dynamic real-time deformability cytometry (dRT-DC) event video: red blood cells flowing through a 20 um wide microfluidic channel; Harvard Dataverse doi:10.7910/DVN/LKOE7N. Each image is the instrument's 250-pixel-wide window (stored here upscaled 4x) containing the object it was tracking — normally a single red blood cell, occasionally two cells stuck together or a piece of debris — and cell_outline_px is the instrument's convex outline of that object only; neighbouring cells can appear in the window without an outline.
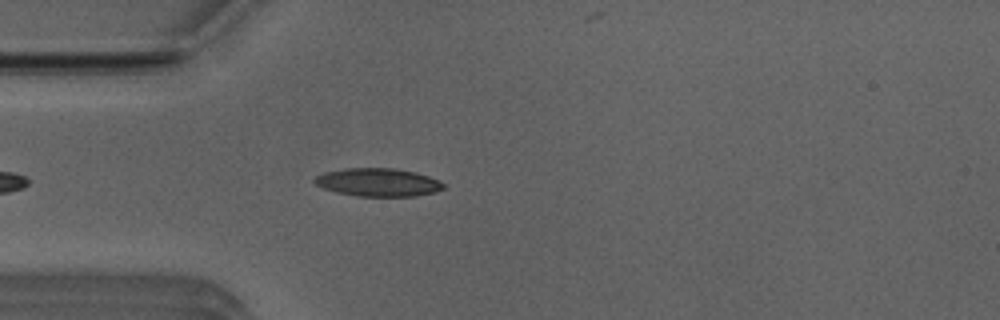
{"species": "Egyptian fruit bat (a non-hibernating species)", "species_latin": "Rousettus aegyptiacus", "temperature_condition": "room temperature", "stored_images_in_passage": 44, "camera_frame_rate_fps": 3000, "um_per_image_px": 0.085, "animal": {"sex": "male"}, "frame": {"image": 1, "passage_image": 6, "time_ms": 1.667, "image_size_px": [1000, 320], "cell_outline_px": [[444, 188], [436, 192], [416, 196], [356, 196], [336, 192], [324, 188], [316, 184], [312, 180], [316, 176], [324, 172], [344, 168], [396, 168], [416, 172], [440, 180], [444, 184]], "centroid_in_image_um": [32.15, 15.49], "position_along_channel_um": 52.9, "area_um2": 21.27}}
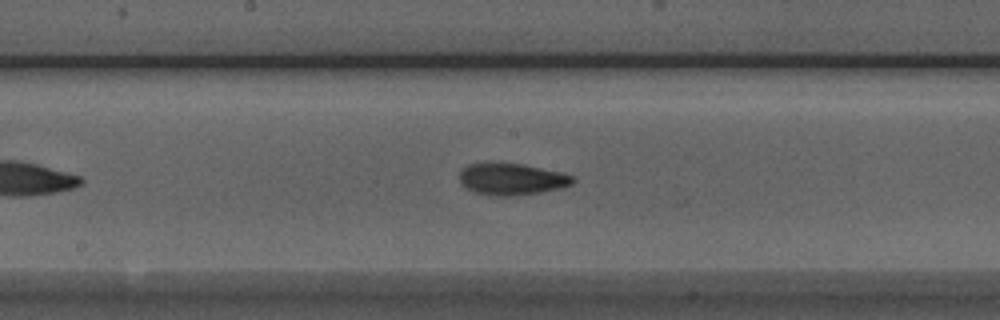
{"frame": {"image": 2, "passage_image": 18, "time_ms": 5.667, "image_size_px": [1000, 320], "cell_outline_px": [[576, 180], [572, 184], [560, 188], [540, 192], [508, 196], [492, 196], [472, 192], [460, 184], [460, 172], [468, 164], [520, 164], [564, 172], [576, 176]], "centroid_in_image_um": [43.53, 15.24], "position_along_channel_um": 204.7, "area_um2": 20.87}}
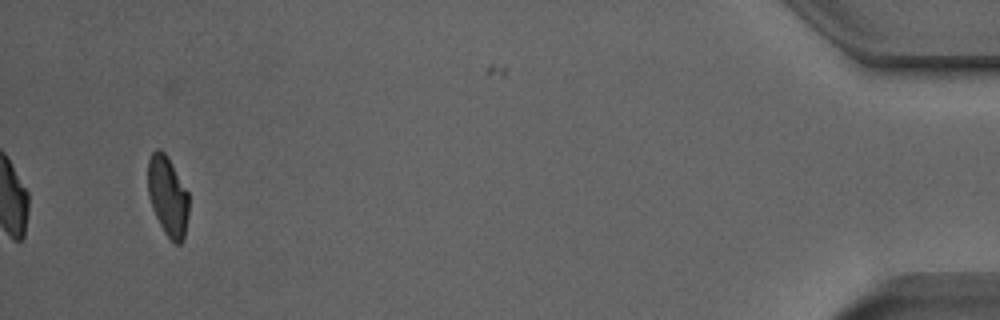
{"frame": {"image": 3, "passage_image": 41, "time_ms": 13.333, "image_size_px": [1000, 320], "cell_outline_px": [[188, 212], [184, 236], [180, 244], [176, 244], [164, 232], [152, 208], [148, 196], [148, 160], [152, 152], [156, 148], [160, 148], [168, 156], [188, 192]], "centroid_in_image_um": [14.24, 16.62], "position_along_channel_um": 421.0, "area_um2": 18.96}, "authors_computed_cell_mechanics": {"area_um2": 20.3745, "velocity_mm_per_s": 3.9436, "shape_relaxation_time_tau1_ms": 4.5444, "shape_relaxation_time_tau2_ms": 3.1106, "deformation_change_tau1": 0.1594, "deformation_change_tau2": 0.0935}}